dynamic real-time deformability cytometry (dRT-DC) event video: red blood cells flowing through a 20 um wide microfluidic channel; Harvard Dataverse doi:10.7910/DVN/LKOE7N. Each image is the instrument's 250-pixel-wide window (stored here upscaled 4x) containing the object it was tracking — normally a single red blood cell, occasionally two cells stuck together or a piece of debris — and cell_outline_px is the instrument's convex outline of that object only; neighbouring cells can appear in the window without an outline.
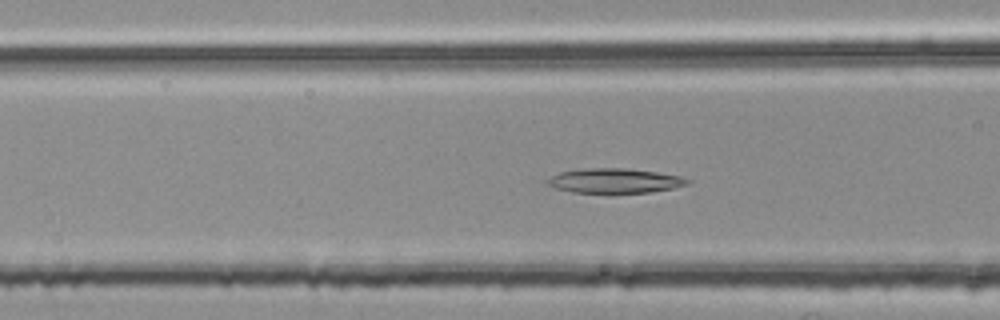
{"species": "common noctule bat (a hibernating species)", "species_latin": "Nyctalus noctula", "temperature_condition": "room temperature", "stored_images_in_passage": 53, "camera_frame_rate_fps": 3000, "um_per_image_px": 0.085, "animal": {"sex": "female", "body_mass_g": 25.1}, "frame": {"image": 1, "passage_image": 21, "time_ms": 6.667, "image_size_px": [1000, 320], "cell_outline_px": [[692, 180], [688, 184], [672, 188], [648, 192], [572, 192], [556, 188], [544, 184], [552, 176], [560, 172], [584, 168], [624, 168], [656, 172], [680, 176]], "centroid_in_image_um": [52.23, 15.35], "position_along_channel_um": 114.4, "area_um2": 19.83}}
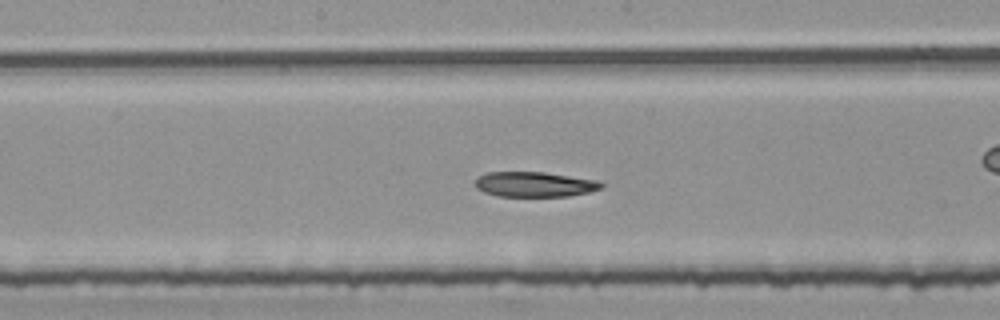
{"frame": {"image": 2, "passage_image": 28, "time_ms": 9.0, "image_size_px": [1000, 320], "cell_outline_px": [[604, 184], [600, 188], [588, 192], [568, 196], [496, 196], [484, 192], [476, 188], [476, 180], [480, 176], [488, 172], [544, 172], [596, 180]], "centroid_in_image_um": [45.42, 15.67], "position_along_channel_um": 202.8, "area_um2": 18.21}}
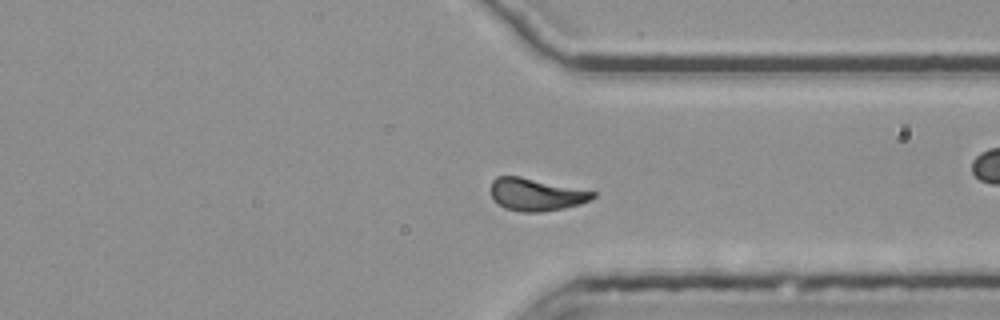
{"frame": {"image": 3, "passage_image": 41, "time_ms": 13.333, "image_size_px": [1000, 320], "cell_outline_px": [[596, 196], [580, 204], [564, 208], [540, 212], [520, 212], [504, 208], [492, 200], [492, 180], [496, 176], [520, 176], [596, 192]], "centroid_in_image_um": [45.53, 16.54], "position_along_channel_um": 365.9, "area_um2": 19.25}}